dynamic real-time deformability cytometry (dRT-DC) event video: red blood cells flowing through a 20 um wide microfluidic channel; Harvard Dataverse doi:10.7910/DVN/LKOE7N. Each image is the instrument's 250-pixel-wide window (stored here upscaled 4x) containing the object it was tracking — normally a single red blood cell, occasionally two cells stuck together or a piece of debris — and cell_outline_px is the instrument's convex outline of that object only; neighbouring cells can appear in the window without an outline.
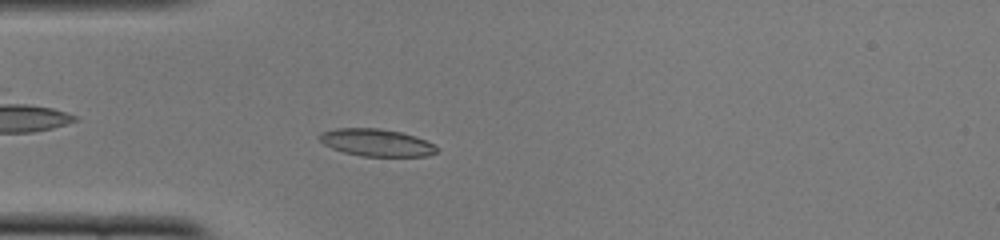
{"species": "common noctule bat (a hibernating species)", "species_latin": "Nyctalus noctula", "temperature_condition": "cold", "stored_images_in_passage": 50, "camera_frame_rate_fps": 3000, "um_per_image_px": 0.085, "animal": {"sex": "female", "body_mass_g": 22.0, "forearm_length_mm": 56.7}, "frame": {"image": 1, "passage_image": 13, "time_ms": 4.0, "image_size_px": [1000, 240], "cell_outline_px": [[436, 152], [428, 156], [360, 156], [344, 152], [332, 148], [324, 144], [320, 140], [320, 132], [336, 128], [380, 128], [400, 132], [416, 136], [432, 144], [436, 148]], "centroid_in_image_um": [31.97, 12.11], "position_along_channel_um": 53.0, "area_um2": 18.5}}
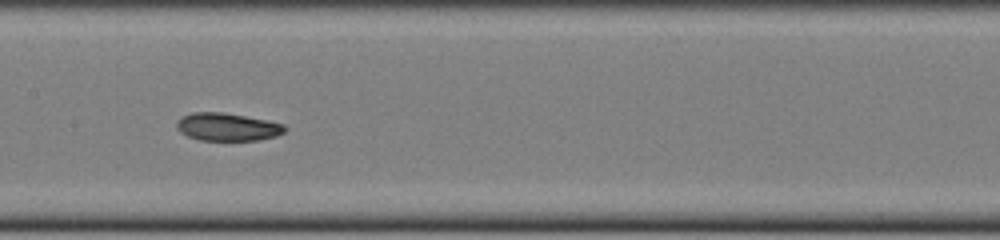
{"frame": {"image": 2, "passage_image": 24, "time_ms": 7.667, "image_size_px": [1000, 240], "cell_outline_px": [[288, 128], [284, 132], [276, 136], [256, 140], [200, 140], [188, 136], [180, 132], [176, 128], [176, 120], [180, 116], [192, 112], [224, 112], [268, 120], [284, 124]], "centroid_in_image_um": [19.31, 10.77], "position_along_channel_um": 188.1, "area_um2": 17.74}}
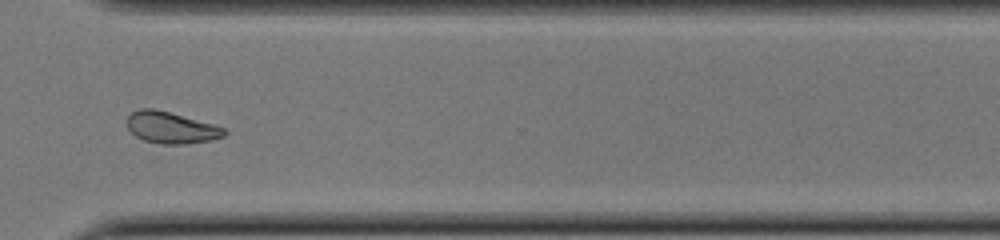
{"frame": {"image": 3, "passage_image": 37, "time_ms": 12.0, "image_size_px": [1000, 240], "cell_outline_px": [[228, 132], [224, 136], [212, 140], [184, 144], [160, 144], [144, 140], [136, 136], [128, 128], [128, 116], [132, 112], [140, 108], [152, 108], [168, 112], [212, 124], [224, 128]], "centroid_in_image_um": [14.54, 10.86], "position_along_channel_um": 356.1, "area_um2": 17.63}, "authors_computed_cell_mechanics": {"area_um2": 17.8024, "velocity_mm_per_s": 3.8597, "shape_relaxation_time_tau1_ms": null, "shape_relaxation_time_tau2_ms": 3.6899, "deformation_change_tau1": null, "deformation_change_tau2": 0.0827}}